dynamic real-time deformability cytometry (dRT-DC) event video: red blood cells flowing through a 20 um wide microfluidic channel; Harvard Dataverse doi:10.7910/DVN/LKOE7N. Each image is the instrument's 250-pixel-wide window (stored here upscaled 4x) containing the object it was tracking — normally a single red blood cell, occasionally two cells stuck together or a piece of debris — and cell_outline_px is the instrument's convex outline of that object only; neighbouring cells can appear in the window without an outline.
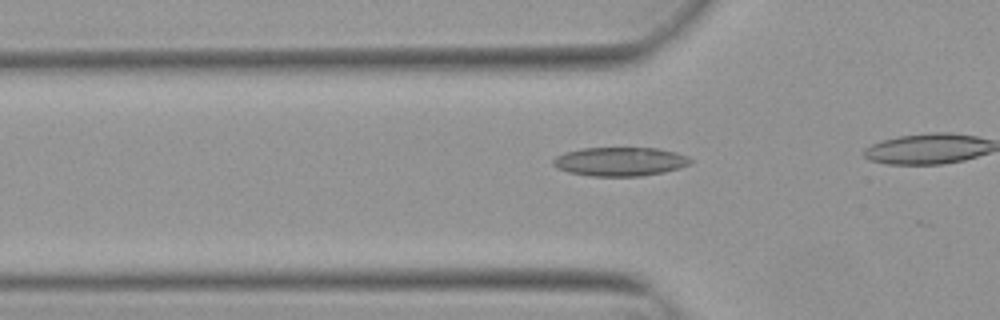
{"species": "Egyptian fruit bat (a non-hibernating species)", "species_latin": "Rousettus aegyptiacus", "temperature_condition": "warm", "stored_images_in_passage": 23, "camera_frame_rate_fps": 3000, "um_per_image_px": 0.085, "animal": {"sex": "female"}, "frame": {"image": 1, "passage_image": 14, "time_ms": 4.333, "image_size_px": [1000, 320], "cell_outline_px": [[692, 160], [688, 164], [680, 168], [664, 172], [640, 176], [588, 176], [568, 172], [556, 168], [552, 164], [552, 160], [556, 156], [564, 152], [580, 148], [656, 148], [676, 152], [688, 156]], "centroid_in_image_um": [52.66, 13.73], "position_along_channel_um": 73.1, "area_um2": 23.24}}